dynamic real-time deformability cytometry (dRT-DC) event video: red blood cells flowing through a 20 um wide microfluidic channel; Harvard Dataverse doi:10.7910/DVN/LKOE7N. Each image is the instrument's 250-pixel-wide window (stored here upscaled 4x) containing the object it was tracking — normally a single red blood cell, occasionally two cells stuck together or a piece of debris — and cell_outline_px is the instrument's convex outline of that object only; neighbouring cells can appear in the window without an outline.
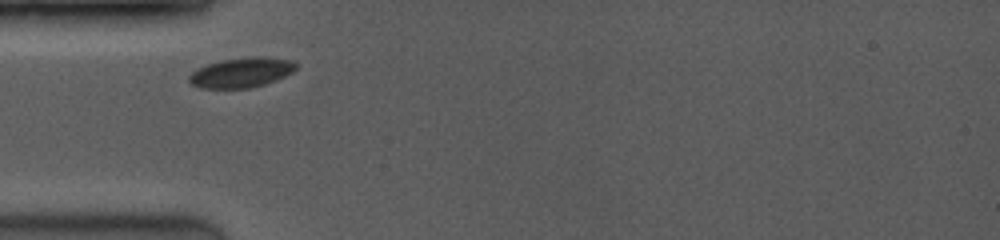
{"species": "common noctule bat (a hibernating species)", "species_latin": "Nyctalus noctula", "temperature_condition": "room temperature", "stored_images_in_passage": 19, "camera_frame_rate_fps": 3500, "um_per_image_px": 0.085, "animal": {"sex": "female", "body_mass_g": 19.0, "forearm_length_mm": 53.3}, "frame": {"image": 1, "passage_image": 1, "time_ms": 0.0, "image_size_px": [1000, 240], "cell_outline_px": [[296, 68], [292, 72], [284, 76], [264, 84], [248, 88], [200, 88], [192, 84], [188, 80], [188, 76], [196, 68], [220, 60], [252, 56], [292, 60], [296, 64]], "centroid_in_image_um": [20.47, 6.16], "position_along_channel_um": 64.5, "area_um2": 18.44}}
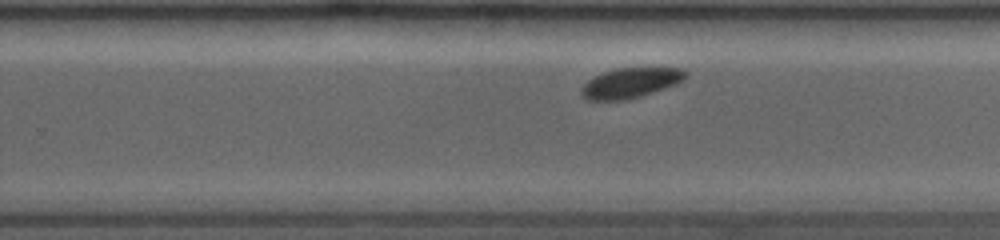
{"frame": {"image": 2, "passage_image": 14, "time_ms": 5.429, "image_size_px": [1000, 240], "cell_outline_px": [[688, 76], [684, 80], [676, 84], [628, 100], [584, 100], [580, 96], [580, 88], [588, 80], [604, 72], [616, 68], [684, 68], [688, 72]], "centroid_in_image_um": [53.59, 7.05], "position_along_channel_um": 276.2, "area_um2": 18.38}}
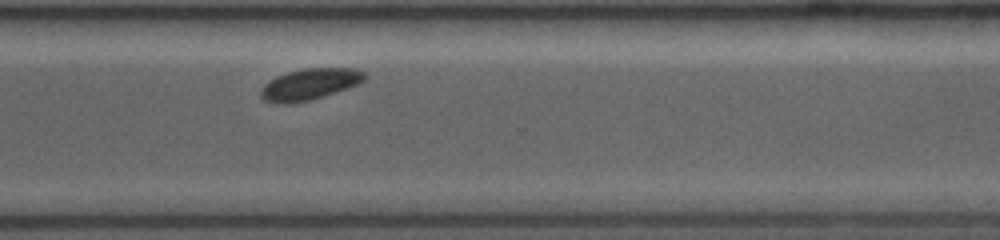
{"frame": {"image": 3, "passage_image": 19, "time_ms": 7.143, "image_size_px": [1000, 240], "cell_outline_px": [[368, 76], [364, 80], [356, 84], [312, 100], [292, 104], [276, 104], [264, 100], [260, 96], [260, 88], [264, 84], [276, 76], [288, 72], [304, 68], [356, 68], [364, 72]], "centroid_in_image_um": [26.28, 7.17], "position_along_channel_um": 344.3, "area_um2": 19.02}}